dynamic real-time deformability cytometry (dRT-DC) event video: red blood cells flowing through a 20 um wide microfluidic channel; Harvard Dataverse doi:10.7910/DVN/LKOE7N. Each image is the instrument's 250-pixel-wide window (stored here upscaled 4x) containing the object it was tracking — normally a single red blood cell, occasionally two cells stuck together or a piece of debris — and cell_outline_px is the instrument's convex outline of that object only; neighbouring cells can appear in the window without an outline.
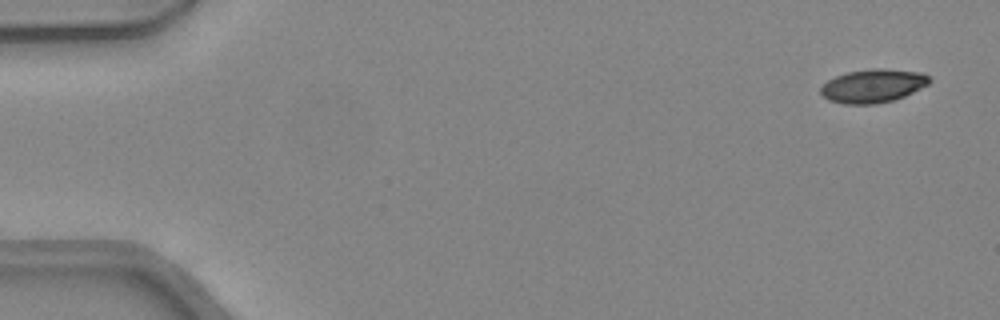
{"species": "common noctule bat (a hibernating species)", "species_latin": "Nyctalus noctula", "temperature_condition": "warm", "stored_images_in_passage": 46, "camera_frame_rate_fps": 3000, "um_per_image_px": 0.085, "animal": {"sex": "female", "body_mass_g": 24.6, "forearm_length_mm": 56.2}, "frame": {"image": 1, "passage_image": 1, "time_ms": 0.0, "image_size_px": [1000, 320], "cell_outline_px": [[932, 80], [928, 84], [904, 96], [892, 100], [872, 104], [844, 104], [828, 100], [820, 92], [820, 88], [828, 80], [836, 76], [848, 72], [872, 68], [884, 68], [924, 72]], "centroid_in_image_um": [74.21, 7.28], "position_along_channel_um": 10.8, "area_um2": 21.15}}
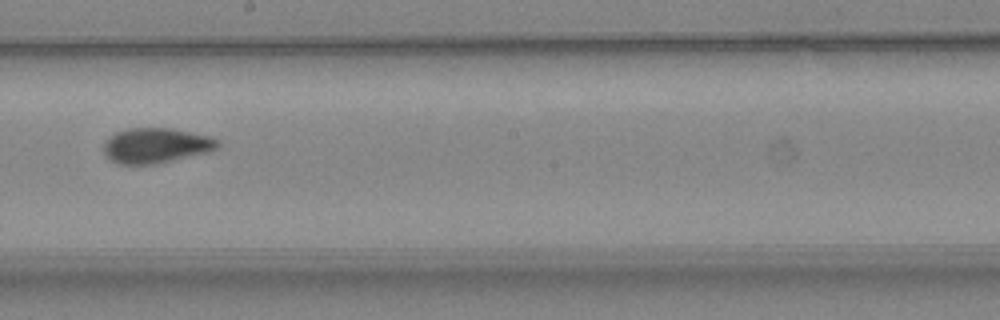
{"frame": {"image": 2, "passage_image": 26, "time_ms": 8.333, "image_size_px": [1000, 320], "cell_outline_px": [[220, 144], [216, 148], [208, 152], [156, 164], [120, 164], [108, 160], [104, 152], [104, 144], [116, 132], [128, 128], [172, 128], [208, 136], [220, 140]], "centroid_in_image_um": [13.26, 12.37], "position_along_channel_um": 234.9, "area_um2": 23.24}}
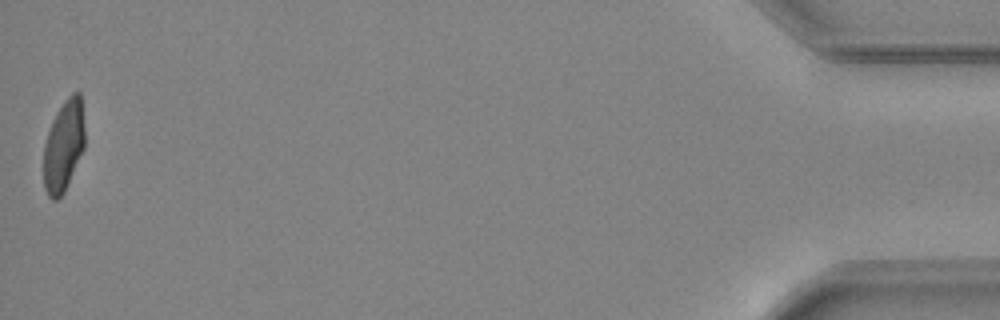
{"frame": {"image": 3, "passage_image": 46, "time_ms": 15.0, "image_size_px": [1000, 320], "cell_outline_px": [[84, 148], [64, 192], [56, 200], [52, 200], [48, 196], [44, 188], [44, 144], [52, 120], [56, 112], [64, 100], [72, 92], [80, 92], [84, 124]], "centroid_in_image_um": [5.41, 12.38], "position_along_channel_um": 429.8, "area_um2": 21.85}, "authors_computed_cell_mechanics": {"area_um2": 23.12, "velocity_mm_per_s": 4.3763, "shape_relaxation_time_tau1_ms": 5.9683, "shape_relaxation_time_tau2_ms": 1.1668, "deformation_change_tau1": 0.2038, "deformation_change_tau2": 0.07}}